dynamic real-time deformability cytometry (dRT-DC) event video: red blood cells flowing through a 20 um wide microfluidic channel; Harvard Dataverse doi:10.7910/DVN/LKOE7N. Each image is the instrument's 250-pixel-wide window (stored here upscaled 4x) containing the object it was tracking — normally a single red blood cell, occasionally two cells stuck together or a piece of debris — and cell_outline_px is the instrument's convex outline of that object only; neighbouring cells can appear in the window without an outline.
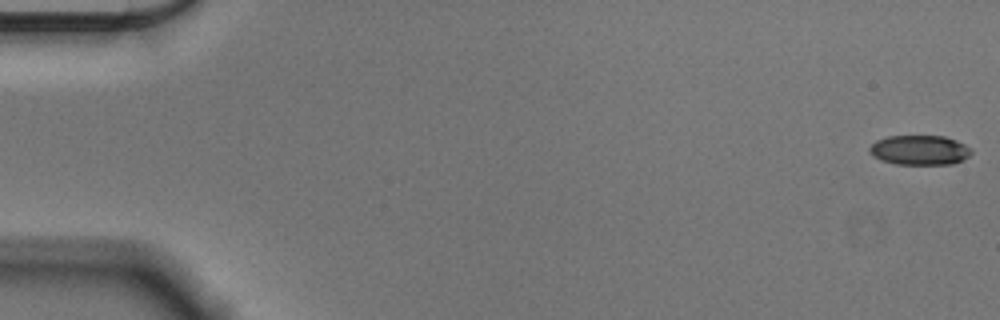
{"species": "Egyptian fruit bat (a non-hibernating species)", "species_latin": "Rousettus aegyptiacus", "temperature_condition": "cold", "stored_images_in_passage": 56, "camera_frame_rate_fps": 3000, "um_per_image_px": 0.085, "animal": {"sex": "male"}, "frame": {"image": 1, "passage_image": 1, "time_ms": 0.0, "image_size_px": [1000, 320], "cell_outline_px": [[972, 152], [968, 156], [952, 164], [896, 164], [880, 160], [872, 156], [868, 152], [868, 148], [876, 140], [888, 136], [944, 136], [956, 140], [964, 144]], "centroid_in_image_um": [78.1, 12.75], "position_along_channel_um": 6.9, "area_um2": 17.57}}
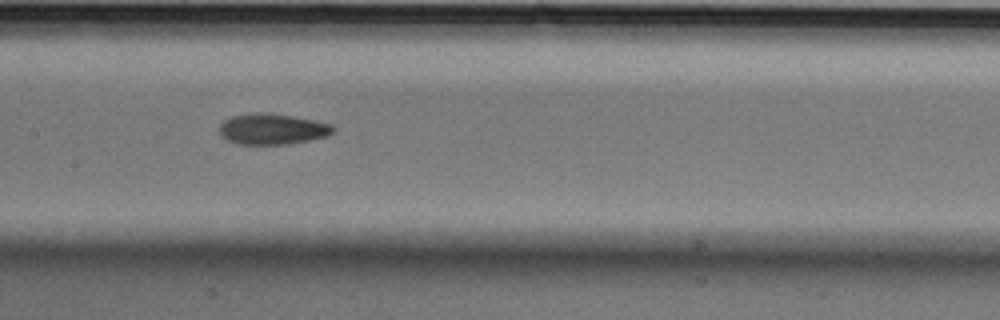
{"frame": {"image": 2, "passage_image": 28, "time_ms": 9.0, "image_size_px": [1000, 320], "cell_outline_px": [[336, 128], [328, 136], [288, 144], [236, 144], [228, 140], [220, 132], [220, 124], [224, 120], [232, 116], [264, 112], [292, 116], [316, 120], [332, 124]], "centroid_in_image_um": [23.19, 10.97], "position_along_channel_um": 184.2, "area_um2": 20.29}}
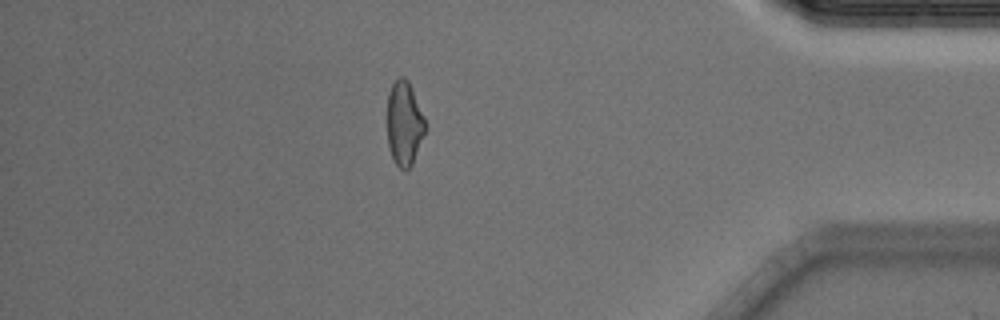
{"frame": {"image": 3, "passage_image": 49, "time_ms": 16.0, "image_size_px": [1000, 320], "cell_outline_px": [[428, 124], [412, 164], [404, 172], [396, 164], [392, 156], [388, 144], [388, 92], [392, 84], [400, 76], [404, 76], [408, 80]], "centroid_in_image_um": [34.38, 10.48], "position_along_channel_um": 400.8, "area_um2": 18.67}, "authors_computed_cell_mechanics": {"area_um2": 19.5364, "velocity_mm_per_s": 3.6005, "shape_relaxation_time_tau1_ms": 8.1042, "shape_relaxation_time_tau2_ms": 3.9119, "deformation_change_tau1": 0.1602, "deformation_change_tau2": 0.1118}}